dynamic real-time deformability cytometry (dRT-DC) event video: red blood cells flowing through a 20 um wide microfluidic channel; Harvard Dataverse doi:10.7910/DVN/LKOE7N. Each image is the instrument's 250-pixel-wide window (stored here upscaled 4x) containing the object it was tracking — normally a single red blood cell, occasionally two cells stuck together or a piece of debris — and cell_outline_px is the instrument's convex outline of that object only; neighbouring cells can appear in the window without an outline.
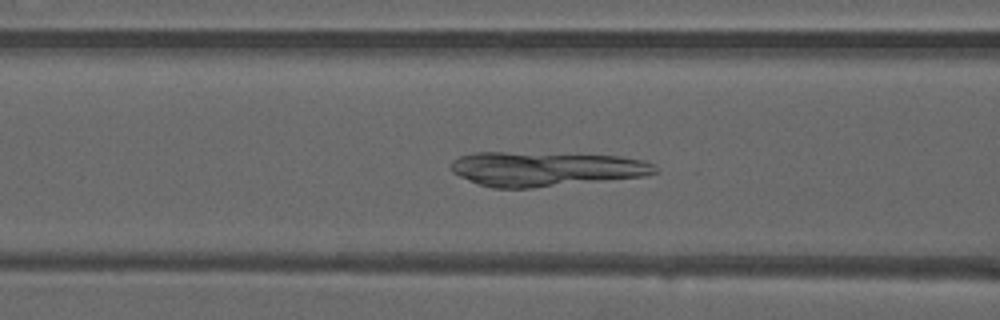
{"species": "common noctule bat (a hibernating species)", "species_latin": "Nyctalus noctula", "temperature_condition": "warm", "stored_images_in_passage": 50, "camera_frame_rate_fps": 3000, "um_per_image_px": 0.085, "animal": {"sex": "male", "forearm_length_mm": 52.5}, "frame": {"image": 1, "passage_image": 21, "time_ms": 6.667, "image_size_px": [1000, 320], "cell_outline_px": [[656, 172], [644, 176], [532, 188], [492, 188], [480, 184], [460, 176], [452, 172], [452, 160], [460, 156], [472, 152], [504, 152], [620, 156], [644, 160], [652, 164], [656, 168]], "centroid_in_image_um": [46.35, 14.35], "position_along_channel_um": 120.3, "area_um2": 40.63}}
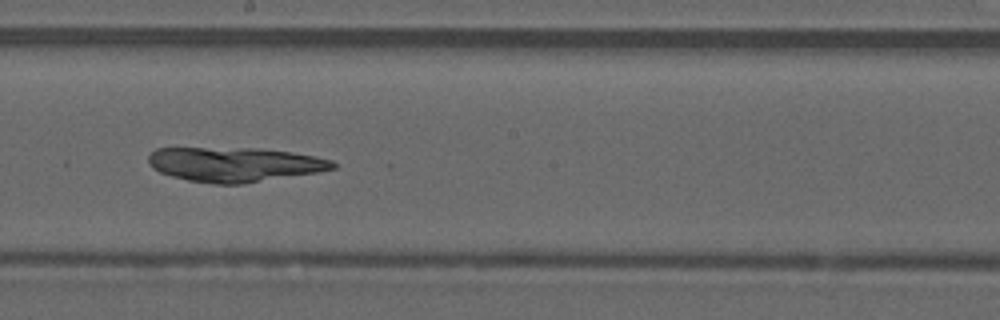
{"frame": {"image": 2, "passage_image": 29, "time_ms": 9.333, "image_size_px": [1000, 320], "cell_outline_px": [[336, 168], [320, 172], [240, 184], [216, 184], [188, 180], [172, 176], [160, 172], [152, 168], [148, 164], [148, 156], [156, 148], [260, 148], [292, 152], [316, 156], [332, 160], [336, 164]], "centroid_in_image_um": [19.96, 13.97], "position_along_channel_um": 228.2, "area_um2": 37.22}}
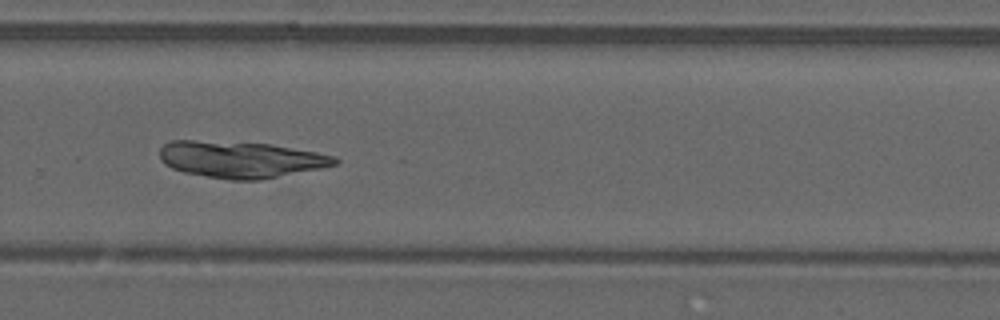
{"frame": {"image": 3, "passage_image": 35, "time_ms": 11.333, "image_size_px": [1000, 320], "cell_outline_px": [[340, 160], [336, 164], [320, 168], [260, 180], [232, 180], [184, 172], [172, 168], [164, 164], [160, 160], [160, 148], [164, 144], [172, 140], [192, 140], [268, 144], [316, 152], [336, 156]], "centroid_in_image_um": [20.44, 13.55], "position_along_channel_um": 309.4, "area_um2": 36.99}}